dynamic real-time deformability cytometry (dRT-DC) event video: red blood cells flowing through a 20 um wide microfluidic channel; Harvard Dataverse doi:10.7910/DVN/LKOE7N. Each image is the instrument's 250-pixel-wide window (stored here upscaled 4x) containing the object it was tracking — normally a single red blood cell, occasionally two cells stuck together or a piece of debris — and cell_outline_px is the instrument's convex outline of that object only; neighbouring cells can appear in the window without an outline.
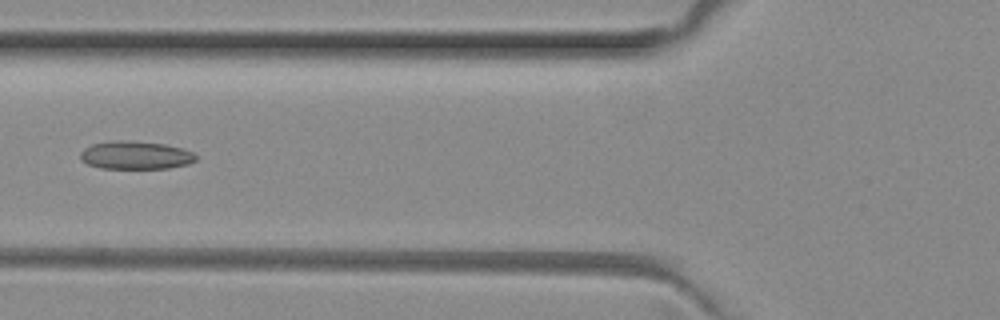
{"species": "common noctule bat (a hibernating species)", "species_latin": "Nyctalus noctula", "temperature_condition": "room temperature", "stored_images_in_passage": 5, "camera_frame_rate_fps": 3000, "um_per_image_px": 0.085, "animal": {"sex": "female", "body_mass_g": 29.2, "forearm_length_mm": 56.3}, "frame": {"image": 1, "passage_image": 5, "time_ms": 1.333, "image_size_px": [1000, 320], "cell_outline_px": [[196, 160], [188, 164], [168, 168], [100, 168], [88, 164], [80, 160], [80, 152], [84, 148], [92, 144], [112, 140], [132, 140], [164, 144], [180, 148], [192, 152], [196, 156]], "centroid_in_image_um": [11.48, 13.18], "position_along_channel_um": 114.3, "area_um2": 18.96}}